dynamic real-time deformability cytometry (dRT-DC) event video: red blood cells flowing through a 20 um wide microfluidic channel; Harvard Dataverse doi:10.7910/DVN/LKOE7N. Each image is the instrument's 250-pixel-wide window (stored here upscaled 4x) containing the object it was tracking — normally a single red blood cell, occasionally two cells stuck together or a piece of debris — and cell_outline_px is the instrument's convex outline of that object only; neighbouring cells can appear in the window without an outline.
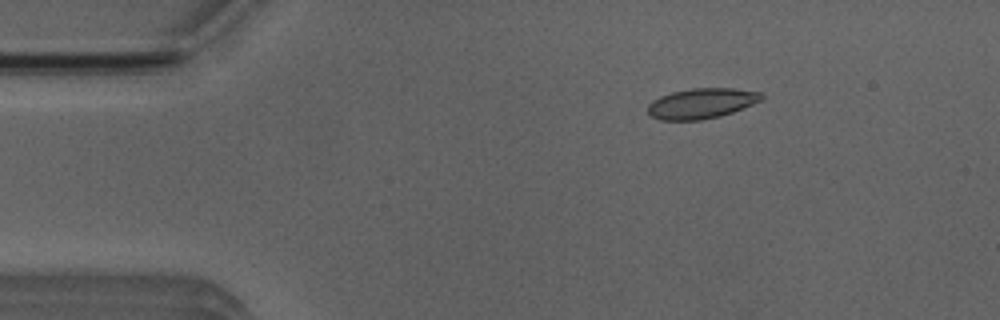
{"species": "Egyptian fruit bat (a non-hibernating species)", "species_latin": "Rousettus aegyptiacus", "temperature_condition": "room temperature", "stored_images_in_passage": 4, "camera_frame_rate_fps": 3000, "um_per_image_px": 0.085, "animal": {"sex": "male"}, "frame": {"image": 1, "passage_image": 4, "time_ms": 3.667, "image_size_px": [1000, 320], "cell_outline_px": [[764, 96], [760, 100], [752, 104], [732, 112], [720, 116], [700, 120], [660, 120], [652, 116], [648, 112], [648, 104], [652, 100], [660, 96], [672, 92], [692, 88], [732, 88], [760, 92]], "centroid_in_image_um": [59.6, 8.78], "position_along_channel_um": 25.4, "area_um2": 19.94}}